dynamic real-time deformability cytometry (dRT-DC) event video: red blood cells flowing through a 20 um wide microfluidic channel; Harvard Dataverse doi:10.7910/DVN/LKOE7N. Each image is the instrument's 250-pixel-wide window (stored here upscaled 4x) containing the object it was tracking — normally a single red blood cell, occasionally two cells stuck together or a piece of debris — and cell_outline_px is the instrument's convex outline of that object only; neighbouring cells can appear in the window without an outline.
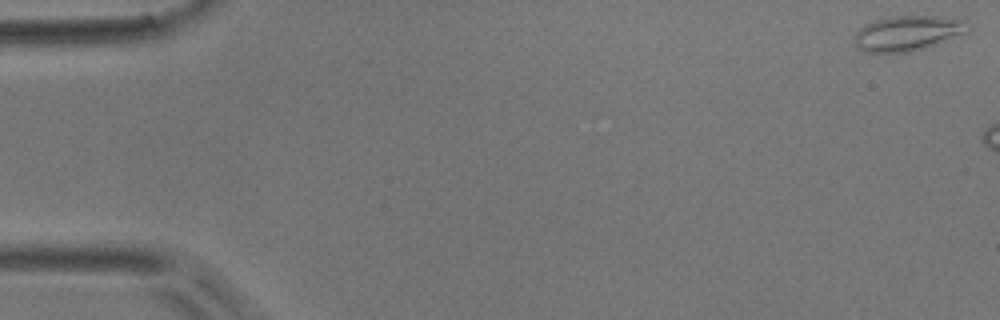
{"species": "common noctule bat (a hibernating species)", "species_latin": "Nyctalus noctula", "temperature_condition": "room temperature", "stored_images_in_passage": 6, "camera_frame_rate_fps": 3000, "um_per_image_px": 0.085, "animal": {"sex": "male", "body_mass_g": 17.9}, "frame": {"image": 1, "passage_image": 1, "time_ms": 0.0, "image_size_px": [1000, 320], "cell_outline_px": [[972, 28], [968, 32], [936, 44], [924, 48], [908, 52], [864, 52], [852, 40], [852, 36], [864, 24], [888, 16], [940, 16], [968, 20], [972, 24]], "centroid_in_image_um": [77.19, 2.8], "position_along_channel_um": 7.8, "area_um2": 23.58}}